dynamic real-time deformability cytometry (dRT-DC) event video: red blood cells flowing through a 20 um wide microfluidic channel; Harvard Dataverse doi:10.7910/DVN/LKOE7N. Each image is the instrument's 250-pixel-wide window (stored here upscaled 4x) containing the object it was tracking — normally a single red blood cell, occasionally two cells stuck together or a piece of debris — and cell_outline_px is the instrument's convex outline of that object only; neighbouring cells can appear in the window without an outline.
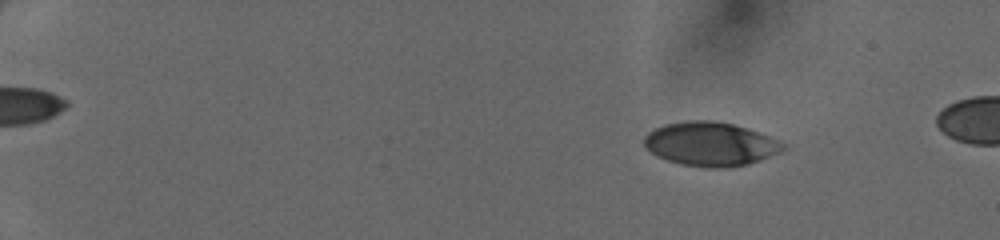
{"species": "human", "species_latin": "Homo sapiens", "temperature_condition": "cold", "stored_images_in_passage": 13, "camera_frame_rate_fps": 3000, "um_per_image_px": 0.085, "donor": {"sex": "female"}, "frame": {"image": 1, "passage_image": 4, "time_ms": 1.0, "image_size_px": [1000, 240], "cell_outline_px": [[788, 148], [780, 152], [760, 160], [748, 164], [716, 168], [708, 168], [680, 164], [656, 156], [644, 144], [644, 136], [648, 132], [664, 124], [684, 120], [712, 120], [732, 124], [748, 128], [760, 132], [788, 144]], "centroid_in_image_um": [60.42, 12.23], "position_along_channel_um": 24.6, "area_um2": 35.72}}
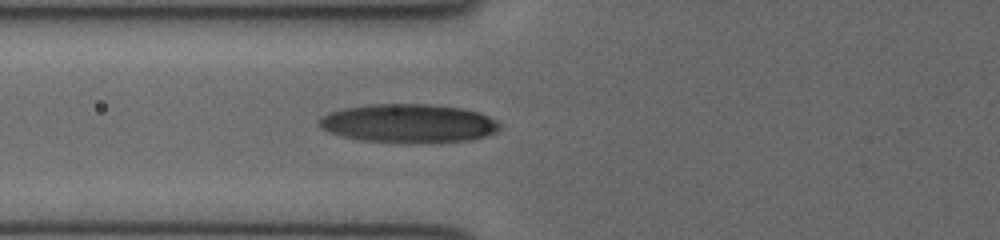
{"frame": {"image": 2, "passage_image": 13, "time_ms": 4.0, "image_size_px": [1000, 240], "cell_outline_px": [[500, 128], [496, 132], [472, 140], [360, 140], [328, 132], [320, 128], [316, 124], [316, 120], [320, 116], [328, 112], [344, 108], [372, 104], [432, 104], [464, 108], [480, 112], [496, 120], [500, 124]], "centroid_in_image_um": [34.68, 10.43], "position_along_channel_um": 91.1, "area_um2": 39.82}}